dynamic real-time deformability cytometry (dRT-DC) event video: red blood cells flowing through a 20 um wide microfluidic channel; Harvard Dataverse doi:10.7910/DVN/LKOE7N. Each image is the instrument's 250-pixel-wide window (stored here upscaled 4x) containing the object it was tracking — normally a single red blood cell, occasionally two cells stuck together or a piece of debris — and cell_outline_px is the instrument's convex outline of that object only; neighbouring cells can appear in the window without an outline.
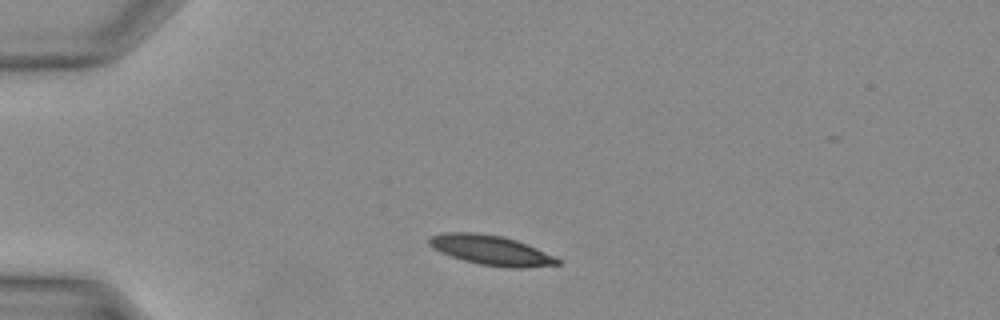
{"species": "Egyptian fruit bat (a non-hibernating species)", "species_latin": "Rousettus aegyptiacus", "temperature_condition": "warm", "stored_images_in_passage": 31, "camera_frame_rate_fps": 3000, "um_per_image_px": 0.085, "animal": {"sex": "female"}, "frame": {"image": 1, "passage_image": 1, "time_ms": 0.0, "image_size_px": [1000, 320], "cell_outline_px": [[560, 264], [520, 268], [508, 268], [480, 264], [464, 260], [452, 256], [432, 248], [428, 244], [428, 240], [432, 236], [444, 232], [476, 232], [500, 236], [516, 240], [556, 256], [560, 260]], "centroid_in_image_um": [41.74, 21.26], "position_along_channel_um": 43.3, "area_um2": 22.08}}
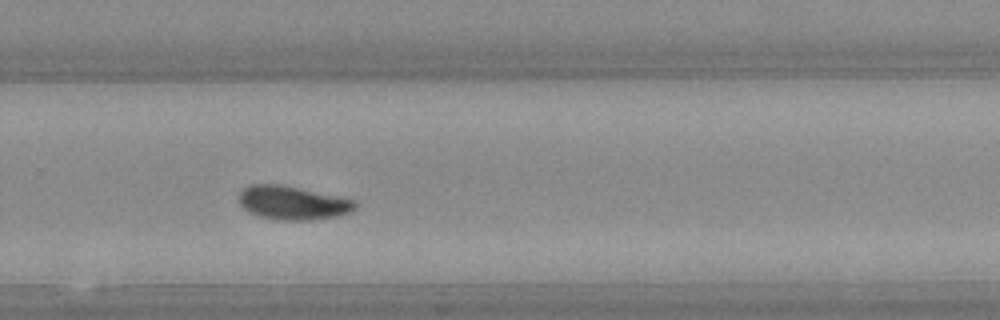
{"frame": {"image": 2, "passage_image": 18, "time_ms": 5.667, "image_size_px": [1000, 320], "cell_outline_px": [[356, 208], [348, 212], [336, 216], [308, 220], [276, 220], [260, 216], [248, 212], [240, 204], [240, 192], [244, 188], [252, 184], [280, 184], [356, 200]], "centroid_in_image_um": [24.86, 17.24], "position_along_channel_um": 304.9, "area_um2": 22.54}}
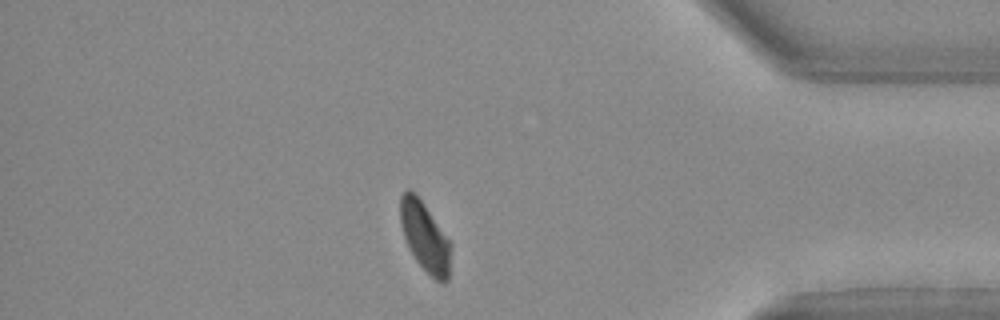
{"frame": {"image": 3, "passage_image": 25, "time_ms": 8.0, "image_size_px": [1000, 320], "cell_outline_px": [[452, 244], [448, 280], [444, 284], [436, 280], [416, 260], [408, 248], [400, 224], [400, 196], [408, 188], [420, 200]], "centroid_in_image_um": [36.12, 20.17], "position_along_channel_um": 399.1, "area_um2": 20.11}}